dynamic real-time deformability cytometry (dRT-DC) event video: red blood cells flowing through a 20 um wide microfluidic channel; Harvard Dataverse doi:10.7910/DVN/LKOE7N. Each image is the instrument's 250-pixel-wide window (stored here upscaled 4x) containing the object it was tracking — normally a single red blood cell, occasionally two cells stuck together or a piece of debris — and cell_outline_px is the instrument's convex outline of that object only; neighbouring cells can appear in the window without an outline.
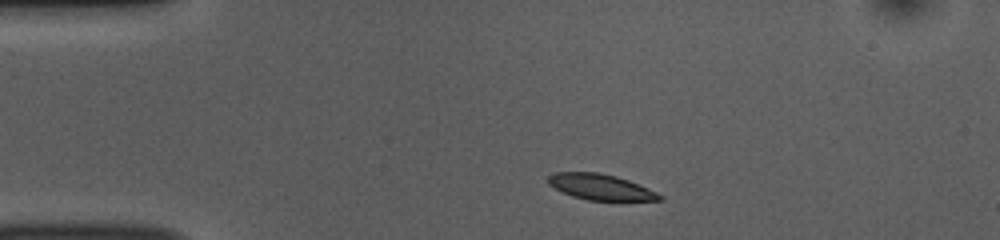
{"species": "common noctule bat (a hibernating species)", "species_latin": "Nyctalus noctula", "temperature_condition": "room temperature", "stored_images_in_passage": 44, "camera_frame_rate_fps": 3000, "um_per_image_px": 0.085, "animal": {"sex": "female", "body_mass_g": 10.0, "forearm_length_mm": 53.1}, "frame": {"image": 1, "passage_image": 1, "time_ms": 0.0, "image_size_px": [1000, 240], "cell_outline_px": [[664, 200], [620, 204], [588, 200], [572, 196], [548, 184], [548, 176], [552, 172], [600, 172], [616, 176], [640, 184], [664, 196]], "centroid_in_image_um": [51.18, 15.96], "position_along_channel_um": 33.8, "area_um2": 17.8}}
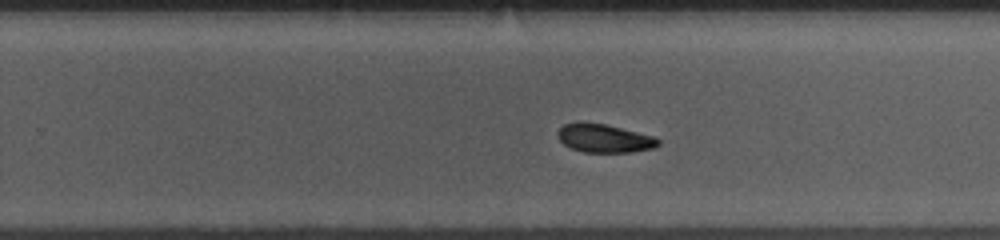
{"frame": {"image": 2, "passage_image": 24, "time_ms": 7.667, "image_size_px": [1000, 240], "cell_outline_px": [[660, 144], [656, 148], [632, 152], [584, 152], [572, 148], [564, 144], [556, 136], [556, 132], [564, 124], [576, 120], [604, 124], [652, 136], [660, 140]], "centroid_in_image_um": [51.32, 11.74], "position_along_channel_um": 278.5, "area_um2": 16.76}}
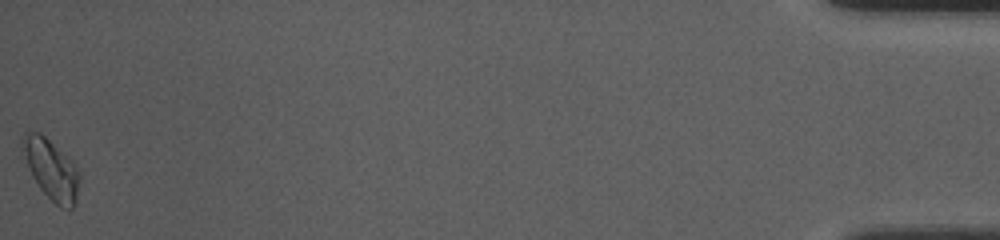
{"frame": {"image": 3, "passage_image": 44, "time_ms": 14.333, "image_size_px": [1000, 240], "cell_outline_px": [[80, 176], [76, 200], [72, 208], [68, 212], [60, 208], [40, 188], [32, 176], [28, 168], [20, 148], [20, 144], [24, 132], [40, 132], [72, 160]], "centroid_in_image_um": [4.34, 14.4], "position_along_channel_um": 430.9, "area_um2": 20.06}, "authors_computed_cell_mechanics": {"area_um2": 17.3111, "velocity_mm_per_s": 3.7265, "shape_relaxation_time_tau1_ms": 2.4933, "shape_relaxation_time_tau2_ms": null, "deformation_change_tau1": 0.0967, "deformation_change_tau2": null}}